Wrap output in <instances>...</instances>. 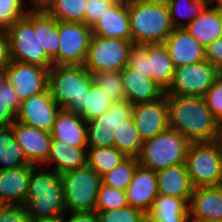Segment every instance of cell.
Instances as JSON below:
<instances>
[{
	"label": "cell",
	"instance_id": "e0dca14e",
	"mask_svg": "<svg viewBox=\"0 0 222 222\" xmlns=\"http://www.w3.org/2000/svg\"><path fill=\"white\" fill-rule=\"evenodd\" d=\"M188 214L189 222L222 221V185L194 188Z\"/></svg>",
	"mask_w": 222,
	"mask_h": 222
},
{
	"label": "cell",
	"instance_id": "ab89813d",
	"mask_svg": "<svg viewBox=\"0 0 222 222\" xmlns=\"http://www.w3.org/2000/svg\"><path fill=\"white\" fill-rule=\"evenodd\" d=\"M30 9L28 0H0V30H7L14 22L24 18Z\"/></svg>",
	"mask_w": 222,
	"mask_h": 222
},
{
	"label": "cell",
	"instance_id": "30bf717a",
	"mask_svg": "<svg viewBox=\"0 0 222 222\" xmlns=\"http://www.w3.org/2000/svg\"><path fill=\"white\" fill-rule=\"evenodd\" d=\"M221 72L207 60L176 67L165 94L203 97Z\"/></svg>",
	"mask_w": 222,
	"mask_h": 222
},
{
	"label": "cell",
	"instance_id": "9a60e30c",
	"mask_svg": "<svg viewBox=\"0 0 222 222\" xmlns=\"http://www.w3.org/2000/svg\"><path fill=\"white\" fill-rule=\"evenodd\" d=\"M132 119L143 141L166 130L169 127L166 95L153 102L133 105Z\"/></svg>",
	"mask_w": 222,
	"mask_h": 222
},
{
	"label": "cell",
	"instance_id": "f546056e",
	"mask_svg": "<svg viewBox=\"0 0 222 222\" xmlns=\"http://www.w3.org/2000/svg\"><path fill=\"white\" fill-rule=\"evenodd\" d=\"M0 170L16 169L32 165L25 157L23 149L14 140L12 126L0 127Z\"/></svg>",
	"mask_w": 222,
	"mask_h": 222
},
{
	"label": "cell",
	"instance_id": "44dd1931",
	"mask_svg": "<svg viewBox=\"0 0 222 222\" xmlns=\"http://www.w3.org/2000/svg\"><path fill=\"white\" fill-rule=\"evenodd\" d=\"M50 134L53 140L69 146L88 148L87 122L76 112L60 109Z\"/></svg>",
	"mask_w": 222,
	"mask_h": 222
},
{
	"label": "cell",
	"instance_id": "3957f363",
	"mask_svg": "<svg viewBox=\"0 0 222 222\" xmlns=\"http://www.w3.org/2000/svg\"><path fill=\"white\" fill-rule=\"evenodd\" d=\"M24 206L29 219L65 215L60 175L46 167L36 166L31 172Z\"/></svg>",
	"mask_w": 222,
	"mask_h": 222
},
{
	"label": "cell",
	"instance_id": "7c38bea8",
	"mask_svg": "<svg viewBox=\"0 0 222 222\" xmlns=\"http://www.w3.org/2000/svg\"><path fill=\"white\" fill-rule=\"evenodd\" d=\"M133 116L129 101L113 102L110 109L87 121L88 148L114 147V130Z\"/></svg>",
	"mask_w": 222,
	"mask_h": 222
},
{
	"label": "cell",
	"instance_id": "c3c4849f",
	"mask_svg": "<svg viewBox=\"0 0 222 222\" xmlns=\"http://www.w3.org/2000/svg\"><path fill=\"white\" fill-rule=\"evenodd\" d=\"M70 217L66 218L68 213L64 215V222H99L96 211L70 212Z\"/></svg>",
	"mask_w": 222,
	"mask_h": 222
},
{
	"label": "cell",
	"instance_id": "4316f807",
	"mask_svg": "<svg viewBox=\"0 0 222 222\" xmlns=\"http://www.w3.org/2000/svg\"><path fill=\"white\" fill-rule=\"evenodd\" d=\"M185 199L158 194L146 213V222H189Z\"/></svg>",
	"mask_w": 222,
	"mask_h": 222
},
{
	"label": "cell",
	"instance_id": "f907efd6",
	"mask_svg": "<svg viewBox=\"0 0 222 222\" xmlns=\"http://www.w3.org/2000/svg\"><path fill=\"white\" fill-rule=\"evenodd\" d=\"M29 222H64V215H56L53 217L29 219Z\"/></svg>",
	"mask_w": 222,
	"mask_h": 222
},
{
	"label": "cell",
	"instance_id": "1f68e13d",
	"mask_svg": "<svg viewBox=\"0 0 222 222\" xmlns=\"http://www.w3.org/2000/svg\"><path fill=\"white\" fill-rule=\"evenodd\" d=\"M127 158L115 147L87 148V166L100 177L119 166Z\"/></svg>",
	"mask_w": 222,
	"mask_h": 222
},
{
	"label": "cell",
	"instance_id": "603a6c76",
	"mask_svg": "<svg viewBox=\"0 0 222 222\" xmlns=\"http://www.w3.org/2000/svg\"><path fill=\"white\" fill-rule=\"evenodd\" d=\"M93 35L115 37L132 41L129 24L128 3L116 2L91 27Z\"/></svg>",
	"mask_w": 222,
	"mask_h": 222
},
{
	"label": "cell",
	"instance_id": "7402d4cb",
	"mask_svg": "<svg viewBox=\"0 0 222 222\" xmlns=\"http://www.w3.org/2000/svg\"><path fill=\"white\" fill-rule=\"evenodd\" d=\"M35 165L0 170V204L25 205L29 180Z\"/></svg>",
	"mask_w": 222,
	"mask_h": 222
},
{
	"label": "cell",
	"instance_id": "681fc988",
	"mask_svg": "<svg viewBox=\"0 0 222 222\" xmlns=\"http://www.w3.org/2000/svg\"><path fill=\"white\" fill-rule=\"evenodd\" d=\"M213 142L218 149L221 168H222V125H220L218 133H217L215 139L213 140Z\"/></svg>",
	"mask_w": 222,
	"mask_h": 222
},
{
	"label": "cell",
	"instance_id": "f6af8a7d",
	"mask_svg": "<svg viewBox=\"0 0 222 222\" xmlns=\"http://www.w3.org/2000/svg\"><path fill=\"white\" fill-rule=\"evenodd\" d=\"M0 222H29L26 207L20 204H0Z\"/></svg>",
	"mask_w": 222,
	"mask_h": 222
},
{
	"label": "cell",
	"instance_id": "f1b7e54d",
	"mask_svg": "<svg viewBox=\"0 0 222 222\" xmlns=\"http://www.w3.org/2000/svg\"><path fill=\"white\" fill-rule=\"evenodd\" d=\"M149 72L154 82L165 92L173 79L175 66L164 43L148 44Z\"/></svg>",
	"mask_w": 222,
	"mask_h": 222
},
{
	"label": "cell",
	"instance_id": "6da1fadb",
	"mask_svg": "<svg viewBox=\"0 0 222 222\" xmlns=\"http://www.w3.org/2000/svg\"><path fill=\"white\" fill-rule=\"evenodd\" d=\"M169 108V127L190 143L212 142L220 124L203 97L165 94Z\"/></svg>",
	"mask_w": 222,
	"mask_h": 222
},
{
	"label": "cell",
	"instance_id": "836d02e7",
	"mask_svg": "<svg viewBox=\"0 0 222 222\" xmlns=\"http://www.w3.org/2000/svg\"><path fill=\"white\" fill-rule=\"evenodd\" d=\"M87 0H52L44 9L57 21L85 24Z\"/></svg>",
	"mask_w": 222,
	"mask_h": 222
},
{
	"label": "cell",
	"instance_id": "8fae6325",
	"mask_svg": "<svg viewBox=\"0 0 222 222\" xmlns=\"http://www.w3.org/2000/svg\"><path fill=\"white\" fill-rule=\"evenodd\" d=\"M59 51L53 65H83L93 35L91 27L83 23L57 21Z\"/></svg>",
	"mask_w": 222,
	"mask_h": 222
},
{
	"label": "cell",
	"instance_id": "52a82bcc",
	"mask_svg": "<svg viewBox=\"0 0 222 222\" xmlns=\"http://www.w3.org/2000/svg\"><path fill=\"white\" fill-rule=\"evenodd\" d=\"M6 33L9 38L11 60L38 65L48 70L53 66L52 60L37 40V30L33 28V8L24 18L14 22Z\"/></svg>",
	"mask_w": 222,
	"mask_h": 222
},
{
	"label": "cell",
	"instance_id": "b9f144b4",
	"mask_svg": "<svg viewBox=\"0 0 222 222\" xmlns=\"http://www.w3.org/2000/svg\"><path fill=\"white\" fill-rule=\"evenodd\" d=\"M127 66L144 76L151 77V72H149L148 44H132Z\"/></svg>",
	"mask_w": 222,
	"mask_h": 222
},
{
	"label": "cell",
	"instance_id": "d6986e66",
	"mask_svg": "<svg viewBox=\"0 0 222 222\" xmlns=\"http://www.w3.org/2000/svg\"><path fill=\"white\" fill-rule=\"evenodd\" d=\"M175 67L205 59V48L185 28H174L164 41Z\"/></svg>",
	"mask_w": 222,
	"mask_h": 222
},
{
	"label": "cell",
	"instance_id": "60d3db41",
	"mask_svg": "<svg viewBox=\"0 0 222 222\" xmlns=\"http://www.w3.org/2000/svg\"><path fill=\"white\" fill-rule=\"evenodd\" d=\"M99 222H146V214L132 206L117 210L96 211Z\"/></svg>",
	"mask_w": 222,
	"mask_h": 222
},
{
	"label": "cell",
	"instance_id": "ffe728a7",
	"mask_svg": "<svg viewBox=\"0 0 222 222\" xmlns=\"http://www.w3.org/2000/svg\"><path fill=\"white\" fill-rule=\"evenodd\" d=\"M121 79L126 100L133 105L153 102L165 95V91L151 77L128 66L121 70Z\"/></svg>",
	"mask_w": 222,
	"mask_h": 222
},
{
	"label": "cell",
	"instance_id": "ee69618b",
	"mask_svg": "<svg viewBox=\"0 0 222 222\" xmlns=\"http://www.w3.org/2000/svg\"><path fill=\"white\" fill-rule=\"evenodd\" d=\"M116 2L114 0H87L85 5V24L92 27Z\"/></svg>",
	"mask_w": 222,
	"mask_h": 222
},
{
	"label": "cell",
	"instance_id": "f5cc1de1",
	"mask_svg": "<svg viewBox=\"0 0 222 222\" xmlns=\"http://www.w3.org/2000/svg\"><path fill=\"white\" fill-rule=\"evenodd\" d=\"M7 81L6 67H0V87Z\"/></svg>",
	"mask_w": 222,
	"mask_h": 222
},
{
	"label": "cell",
	"instance_id": "11a10c76",
	"mask_svg": "<svg viewBox=\"0 0 222 222\" xmlns=\"http://www.w3.org/2000/svg\"><path fill=\"white\" fill-rule=\"evenodd\" d=\"M126 3H132V2H137V1H153V0H123Z\"/></svg>",
	"mask_w": 222,
	"mask_h": 222
},
{
	"label": "cell",
	"instance_id": "83f0119b",
	"mask_svg": "<svg viewBox=\"0 0 222 222\" xmlns=\"http://www.w3.org/2000/svg\"><path fill=\"white\" fill-rule=\"evenodd\" d=\"M33 28L37 30L39 45L52 60L59 51L60 39L57 20L44 8H33Z\"/></svg>",
	"mask_w": 222,
	"mask_h": 222
},
{
	"label": "cell",
	"instance_id": "484cf974",
	"mask_svg": "<svg viewBox=\"0 0 222 222\" xmlns=\"http://www.w3.org/2000/svg\"><path fill=\"white\" fill-rule=\"evenodd\" d=\"M61 175L65 172L87 166V148L69 146L65 142L53 140L46 165Z\"/></svg>",
	"mask_w": 222,
	"mask_h": 222
},
{
	"label": "cell",
	"instance_id": "8992f818",
	"mask_svg": "<svg viewBox=\"0 0 222 222\" xmlns=\"http://www.w3.org/2000/svg\"><path fill=\"white\" fill-rule=\"evenodd\" d=\"M60 177L67 213L95 211L102 177L88 166L65 172Z\"/></svg>",
	"mask_w": 222,
	"mask_h": 222
},
{
	"label": "cell",
	"instance_id": "cb8c5ba5",
	"mask_svg": "<svg viewBox=\"0 0 222 222\" xmlns=\"http://www.w3.org/2000/svg\"><path fill=\"white\" fill-rule=\"evenodd\" d=\"M184 28L206 48L222 37V10L209 4Z\"/></svg>",
	"mask_w": 222,
	"mask_h": 222
},
{
	"label": "cell",
	"instance_id": "ac0fdd59",
	"mask_svg": "<svg viewBox=\"0 0 222 222\" xmlns=\"http://www.w3.org/2000/svg\"><path fill=\"white\" fill-rule=\"evenodd\" d=\"M125 191L128 205L146 214L158 196L156 172L139 164Z\"/></svg>",
	"mask_w": 222,
	"mask_h": 222
},
{
	"label": "cell",
	"instance_id": "2e32d148",
	"mask_svg": "<svg viewBox=\"0 0 222 222\" xmlns=\"http://www.w3.org/2000/svg\"><path fill=\"white\" fill-rule=\"evenodd\" d=\"M11 126L14 140L23 149L28 162L35 166H44L50 153L51 134L18 121H14Z\"/></svg>",
	"mask_w": 222,
	"mask_h": 222
},
{
	"label": "cell",
	"instance_id": "74e56055",
	"mask_svg": "<svg viewBox=\"0 0 222 222\" xmlns=\"http://www.w3.org/2000/svg\"><path fill=\"white\" fill-rule=\"evenodd\" d=\"M21 101L14 87L6 81L0 87V127L9 126L16 121V113Z\"/></svg>",
	"mask_w": 222,
	"mask_h": 222
},
{
	"label": "cell",
	"instance_id": "7dc6e473",
	"mask_svg": "<svg viewBox=\"0 0 222 222\" xmlns=\"http://www.w3.org/2000/svg\"><path fill=\"white\" fill-rule=\"evenodd\" d=\"M10 62L9 38L6 30H0V67H6Z\"/></svg>",
	"mask_w": 222,
	"mask_h": 222
},
{
	"label": "cell",
	"instance_id": "ba28073f",
	"mask_svg": "<svg viewBox=\"0 0 222 222\" xmlns=\"http://www.w3.org/2000/svg\"><path fill=\"white\" fill-rule=\"evenodd\" d=\"M133 42L92 35L83 66L90 73L121 71L128 64Z\"/></svg>",
	"mask_w": 222,
	"mask_h": 222
},
{
	"label": "cell",
	"instance_id": "4dcf8cb0",
	"mask_svg": "<svg viewBox=\"0 0 222 222\" xmlns=\"http://www.w3.org/2000/svg\"><path fill=\"white\" fill-rule=\"evenodd\" d=\"M165 2L174 28L186 27L210 4L209 0H165Z\"/></svg>",
	"mask_w": 222,
	"mask_h": 222
},
{
	"label": "cell",
	"instance_id": "816d5d0a",
	"mask_svg": "<svg viewBox=\"0 0 222 222\" xmlns=\"http://www.w3.org/2000/svg\"><path fill=\"white\" fill-rule=\"evenodd\" d=\"M52 0H28L31 8H44Z\"/></svg>",
	"mask_w": 222,
	"mask_h": 222
},
{
	"label": "cell",
	"instance_id": "f35d334b",
	"mask_svg": "<svg viewBox=\"0 0 222 222\" xmlns=\"http://www.w3.org/2000/svg\"><path fill=\"white\" fill-rule=\"evenodd\" d=\"M127 206L126 191L101 184L97 193L95 211L117 210Z\"/></svg>",
	"mask_w": 222,
	"mask_h": 222
},
{
	"label": "cell",
	"instance_id": "7bdbcfd3",
	"mask_svg": "<svg viewBox=\"0 0 222 222\" xmlns=\"http://www.w3.org/2000/svg\"><path fill=\"white\" fill-rule=\"evenodd\" d=\"M203 98L217 122L222 125V73L206 91Z\"/></svg>",
	"mask_w": 222,
	"mask_h": 222
},
{
	"label": "cell",
	"instance_id": "8d00e7d4",
	"mask_svg": "<svg viewBox=\"0 0 222 222\" xmlns=\"http://www.w3.org/2000/svg\"><path fill=\"white\" fill-rule=\"evenodd\" d=\"M91 75L93 83L98 85L113 102L126 101L121 71L97 72Z\"/></svg>",
	"mask_w": 222,
	"mask_h": 222
},
{
	"label": "cell",
	"instance_id": "5b68a950",
	"mask_svg": "<svg viewBox=\"0 0 222 222\" xmlns=\"http://www.w3.org/2000/svg\"><path fill=\"white\" fill-rule=\"evenodd\" d=\"M190 144L177 130L168 127L153 138L144 140L137 159L141 166L158 172L171 166L185 164Z\"/></svg>",
	"mask_w": 222,
	"mask_h": 222
},
{
	"label": "cell",
	"instance_id": "d590c367",
	"mask_svg": "<svg viewBox=\"0 0 222 222\" xmlns=\"http://www.w3.org/2000/svg\"><path fill=\"white\" fill-rule=\"evenodd\" d=\"M139 165L136 157H128L119 166L102 176V183L125 191Z\"/></svg>",
	"mask_w": 222,
	"mask_h": 222
},
{
	"label": "cell",
	"instance_id": "4fadbf2b",
	"mask_svg": "<svg viewBox=\"0 0 222 222\" xmlns=\"http://www.w3.org/2000/svg\"><path fill=\"white\" fill-rule=\"evenodd\" d=\"M60 109L47 88L21 101L16 121L50 133Z\"/></svg>",
	"mask_w": 222,
	"mask_h": 222
},
{
	"label": "cell",
	"instance_id": "7a4b0ae2",
	"mask_svg": "<svg viewBox=\"0 0 222 222\" xmlns=\"http://www.w3.org/2000/svg\"><path fill=\"white\" fill-rule=\"evenodd\" d=\"M133 44L164 43L174 27L165 0L128 3Z\"/></svg>",
	"mask_w": 222,
	"mask_h": 222
},
{
	"label": "cell",
	"instance_id": "d4e9b609",
	"mask_svg": "<svg viewBox=\"0 0 222 222\" xmlns=\"http://www.w3.org/2000/svg\"><path fill=\"white\" fill-rule=\"evenodd\" d=\"M156 175L158 194L185 199L189 203L194 187L185 164L165 168Z\"/></svg>",
	"mask_w": 222,
	"mask_h": 222
},
{
	"label": "cell",
	"instance_id": "9c48e42d",
	"mask_svg": "<svg viewBox=\"0 0 222 222\" xmlns=\"http://www.w3.org/2000/svg\"><path fill=\"white\" fill-rule=\"evenodd\" d=\"M185 166L194 188L222 185V168L214 142L191 143Z\"/></svg>",
	"mask_w": 222,
	"mask_h": 222
},
{
	"label": "cell",
	"instance_id": "e575fe53",
	"mask_svg": "<svg viewBox=\"0 0 222 222\" xmlns=\"http://www.w3.org/2000/svg\"><path fill=\"white\" fill-rule=\"evenodd\" d=\"M112 103L109 96L102 92L98 85L92 83L90 90H86L85 105L78 114L87 122L109 110Z\"/></svg>",
	"mask_w": 222,
	"mask_h": 222
},
{
	"label": "cell",
	"instance_id": "bcb514c9",
	"mask_svg": "<svg viewBox=\"0 0 222 222\" xmlns=\"http://www.w3.org/2000/svg\"><path fill=\"white\" fill-rule=\"evenodd\" d=\"M205 59L222 73V37L205 48Z\"/></svg>",
	"mask_w": 222,
	"mask_h": 222
},
{
	"label": "cell",
	"instance_id": "5bb4252c",
	"mask_svg": "<svg viewBox=\"0 0 222 222\" xmlns=\"http://www.w3.org/2000/svg\"><path fill=\"white\" fill-rule=\"evenodd\" d=\"M7 81L14 87L20 101L48 88V69L11 60L6 66Z\"/></svg>",
	"mask_w": 222,
	"mask_h": 222
},
{
	"label": "cell",
	"instance_id": "277c9868",
	"mask_svg": "<svg viewBox=\"0 0 222 222\" xmlns=\"http://www.w3.org/2000/svg\"><path fill=\"white\" fill-rule=\"evenodd\" d=\"M93 83L83 65H53L48 70V88L56 103L69 112L78 113L85 105L86 90Z\"/></svg>",
	"mask_w": 222,
	"mask_h": 222
},
{
	"label": "cell",
	"instance_id": "db71d44e",
	"mask_svg": "<svg viewBox=\"0 0 222 222\" xmlns=\"http://www.w3.org/2000/svg\"><path fill=\"white\" fill-rule=\"evenodd\" d=\"M210 5L222 10V0H209Z\"/></svg>",
	"mask_w": 222,
	"mask_h": 222
},
{
	"label": "cell",
	"instance_id": "d6a6232c",
	"mask_svg": "<svg viewBox=\"0 0 222 222\" xmlns=\"http://www.w3.org/2000/svg\"><path fill=\"white\" fill-rule=\"evenodd\" d=\"M114 147L127 157H138L142 150L143 139L135 126L133 119L122 122L114 130Z\"/></svg>",
	"mask_w": 222,
	"mask_h": 222
}]
</instances>
